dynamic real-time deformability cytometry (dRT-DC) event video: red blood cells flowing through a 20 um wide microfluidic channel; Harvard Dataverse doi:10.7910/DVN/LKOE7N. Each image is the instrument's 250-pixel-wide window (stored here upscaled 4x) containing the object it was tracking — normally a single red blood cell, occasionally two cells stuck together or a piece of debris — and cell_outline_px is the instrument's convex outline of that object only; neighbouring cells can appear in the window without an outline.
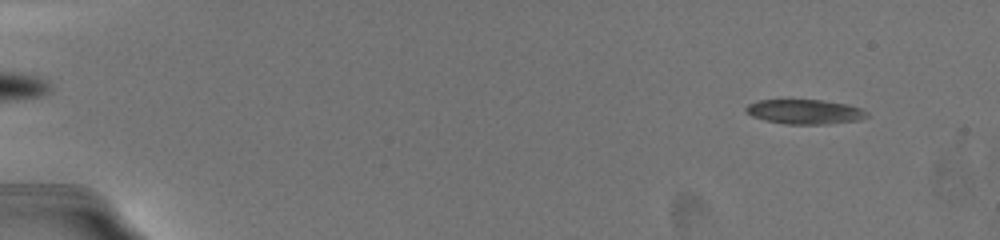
{"species": "common noctule bat (a hibernating species)", "species_latin": "Nyctalus noctula", "temperature_condition": "warm", "stored_images_in_passage": 22, "camera_frame_rate_fps": 3000, "um_per_image_px": 0.085, "animal": {"sex": "female", "body_mass_g": 19.5, "forearm_length_mm": 54.1}, "frame": {"image": 1, "passage_image": 2, "time_ms": 0.333, "image_size_px": [1000, 240], "cell_outline_px": [[860, 112], [852, 120], [816, 124], [788, 124], [768, 120], [756, 116], [748, 112], [748, 104], [760, 100], [820, 100], [844, 104], [860, 108]], "centroid_in_image_um": [68.24, 9.47], "position_along_channel_um": 16.8, "area_um2": 15.84}}
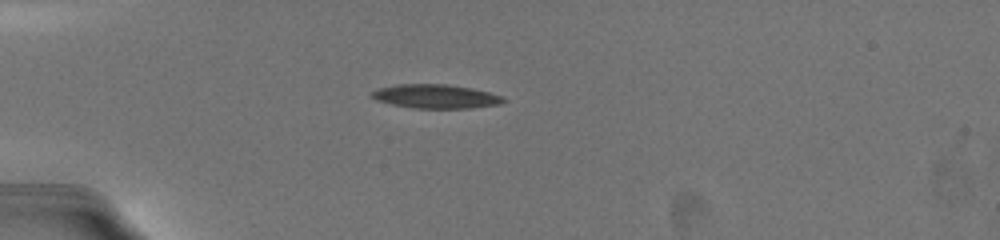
{"frame": {"image": 2, "passage_image": 17, "time_ms": 4.333, "image_size_px": [1000, 240], "cell_outline_px": [[504, 100], [496, 104], [464, 108], [416, 108], [396, 104], [380, 100], [372, 96], [372, 92], [380, 88], [400, 84], [448, 84], [488, 92], [500, 96]], "centroid_in_image_um": [37.02, 8.18], "position_along_channel_um": 48.0, "area_um2": 17.46}}